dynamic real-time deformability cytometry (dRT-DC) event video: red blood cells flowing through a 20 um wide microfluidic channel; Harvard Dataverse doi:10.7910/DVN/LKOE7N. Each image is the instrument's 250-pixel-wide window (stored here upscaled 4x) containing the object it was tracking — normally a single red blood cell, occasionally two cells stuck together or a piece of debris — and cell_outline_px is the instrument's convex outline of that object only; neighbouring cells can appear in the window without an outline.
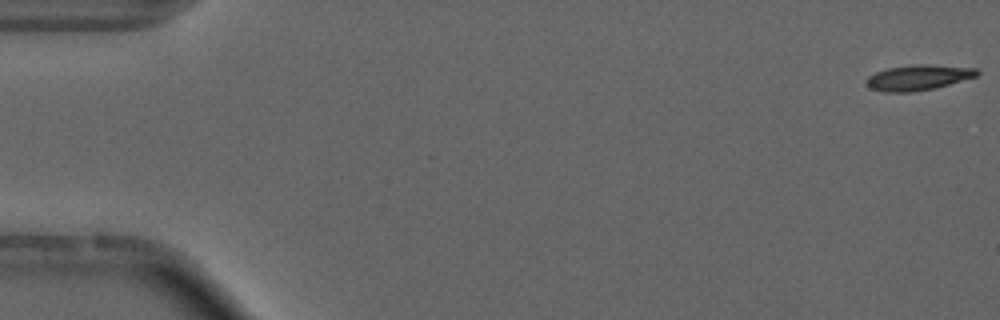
{"species": "common noctule bat (a hibernating species)", "species_latin": "Nyctalus noctula", "temperature_condition": "cold", "stored_images_in_passage": 55, "camera_frame_rate_fps": 3000, "um_per_image_px": 0.085, "animal": {"sex": "male", "forearm_length_mm": 52.5}, "frame": {"image": 1, "passage_image": 1, "time_ms": 0.0, "image_size_px": [1000, 320], "cell_outline_px": [[980, 72], [976, 76], [936, 88], [912, 92], [884, 92], [872, 88], [864, 80], [868, 76], [876, 72], [888, 68], [912, 64], [928, 64], [976, 68]], "centroid_in_image_um": [78.05, 6.58], "position_along_channel_um": 7.0, "area_um2": 16.36}}
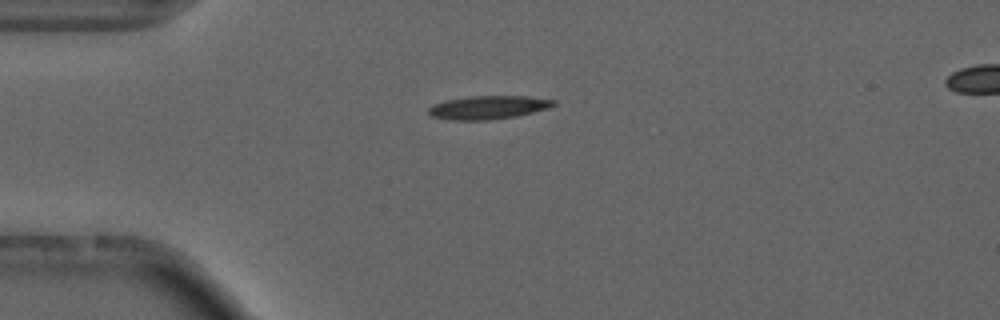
{"frame": {"image": 2, "passage_image": 14, "time_ms": 4.333, "image_size_px": [1000, 320], "cell_outline_px": [[556, 104], [548, 108], [516, 116], [492, 120], [448, 120], [432, 116], [428, 112], [428, 108], [432, 104], [448, 100], [468, 96], [528, 96], [556, 100]], "centroid_in_image_um": [41.49, 9.13], "position_along_channel_um": 43.5, "area_um2": 17.11}, "authors_computed_cell_mechanics": {"area_um2": 16.1262, "velocity_mm_per_s": 3.7169, "shape_relaxation_time_tau1_ms": 4.9746, "shape_relaxation_time_tau2_ms": 11.3542, "deformation_change_tau1": 0.1537, "deformation_change_tau2": 0.2645}}